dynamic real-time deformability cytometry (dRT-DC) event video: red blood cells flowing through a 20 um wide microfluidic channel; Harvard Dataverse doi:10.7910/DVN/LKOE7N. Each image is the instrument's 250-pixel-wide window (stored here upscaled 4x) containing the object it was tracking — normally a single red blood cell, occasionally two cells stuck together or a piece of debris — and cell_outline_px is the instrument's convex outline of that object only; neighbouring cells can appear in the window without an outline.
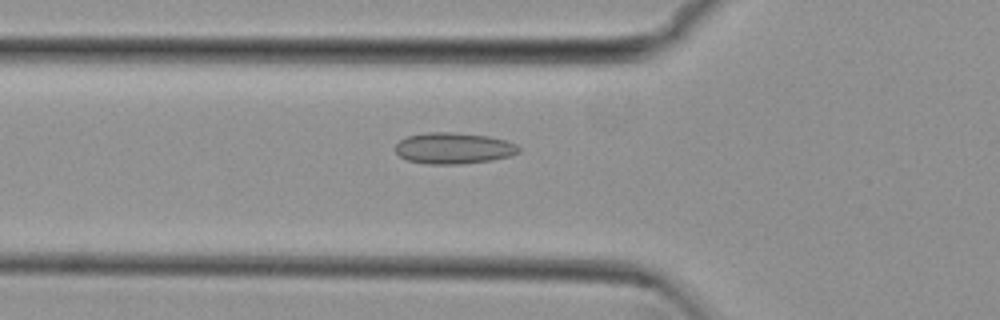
{"species": "common noctule bat (a hibernating species)", "species_latin": "Nyctalus noctula", "temperature_condition": "cold", "stored_images_in_passage": 36, "camera_frame_rate_fps": 3000, "um_per_image_px": 0.085, "animal": {"sex": "female", "body_mass_g": 29.2, "forearm_length_mm": 56.3}, "frame": {"image": 1, "passage_image": 11, "time_ms": 3.333, "image_size_px": [1000, 320], "cell_outline_px": [[520, 152], [512, 156], [492, 160], [456, 164], [428, 164], [408, 160], [400, 156], [396, 152], [396, 144], [400, 140], [408, 136], [424, 132], [452, 132], [488, 136], [504, 140], [516, 144], [520, 148]], "centroid_in_image_um": [38.57, 12.59], "position_along_channel_um": 87.2, "area_um2": 22.43}}
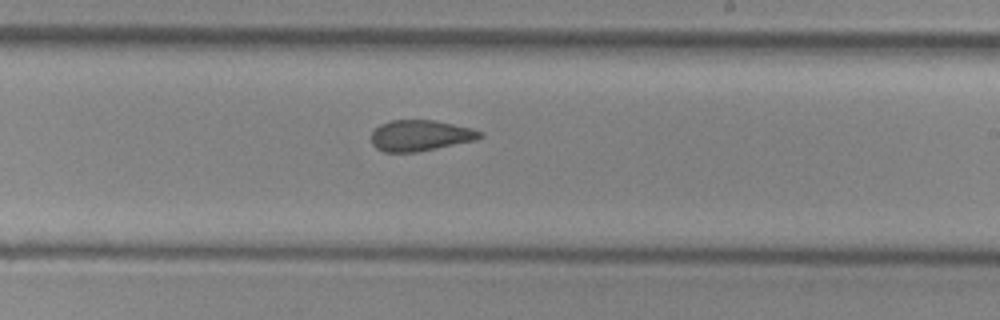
{"frame": {"image": 2, "passage_image": 24, "time_ms": 7.667, "image_size_px": [1000, 320], "cell_outline_px": [[484, 136], [476, 140], [416, 152], [384, 152], [376, 148], [372, 144], [372, 132], [380, 124], [392, 120], [432, 120], [472, 128], [484, 132]], "centroid_in_image_um": [35.74, 11.52], "position_along_channel_um": 253.3, "area_um2": 19.54}}
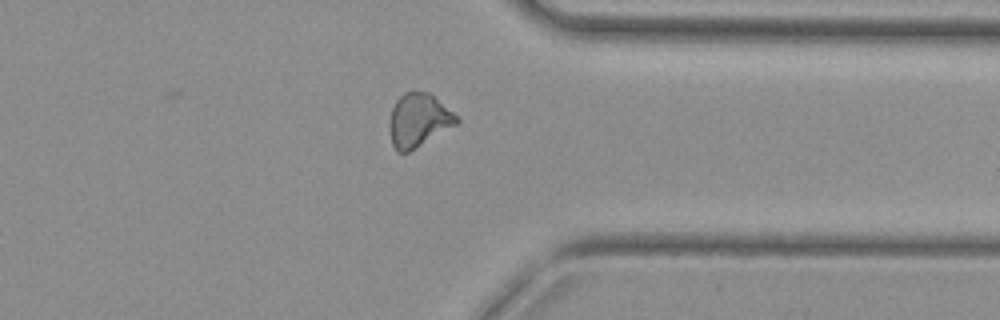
{"frame": {"image": 3, "passage_image": 34, "time_ms": 11.0, "image_size_px": [1000, 320], "cell_outline_px": [[460, 124], [408, 152], [396, 152], [392, 144], [388, 128], [388, 124], [392, 108], [396, 100], [404, 92], [412, 88], [416, 88], [428, 92], [452, 112], [460, 120]], "centroid_in_image_um": [35.56, 10.2], "position_along_channel_um": 375.8, "area_um2": 21.39}, "authors_computed_cell_mechanics": {"area_um2": 20.5479, "velocity_mm_per_s": 3.8256, "shape_relaxation_time_tau1_ms": null, "shape_relaxation_time_tau2_ms": 2.2476, "deformation_change_tau1": null, "deformation_change_tau2": 0.0817}}